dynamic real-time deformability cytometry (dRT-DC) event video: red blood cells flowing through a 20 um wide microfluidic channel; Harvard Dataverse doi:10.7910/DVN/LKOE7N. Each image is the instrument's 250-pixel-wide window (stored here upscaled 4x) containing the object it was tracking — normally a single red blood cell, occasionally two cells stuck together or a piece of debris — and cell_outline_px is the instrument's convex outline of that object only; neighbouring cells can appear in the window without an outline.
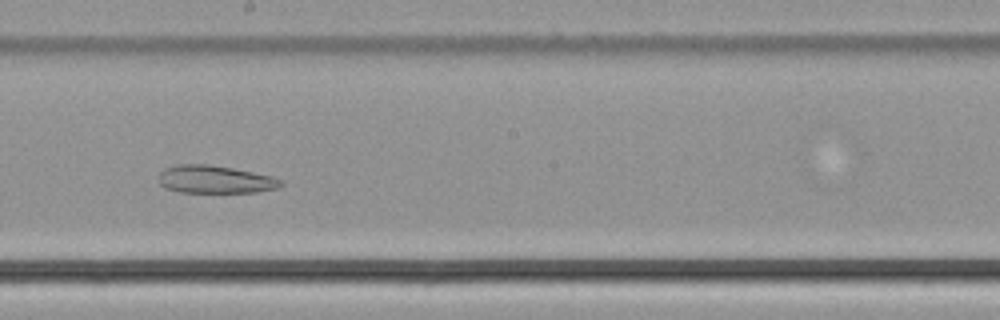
{"species": "common noctule bat (a hibernating species)", "species_latin": "Nyctalus noctula", "temperature_condition": "cold", "stored_images_in_passage": 47, "camera_frame_rate_fps": 3000, "um_per_image_px": 0.085, "animal": {"sex": "male", "body_mass_g": 21.5, "forearm_length_mm": 52.0}, "frame": {"image": 1, "passage_image": 25, "time_ms": 8.0, "image_size_px": [1000, 320], "cell_outline_px": [[284, 184], [280, 188], [256, 192], [180, 192], [164, 188], [160, 184], [160, 172], [164, 168], [176, 164], [208, 164], [232, 168], [272, 176], [284, 180]], "centroid_in_image_um": [18.31, 15.25], "position_along_channel_um": 229.9, "area_um2": 19.94}}
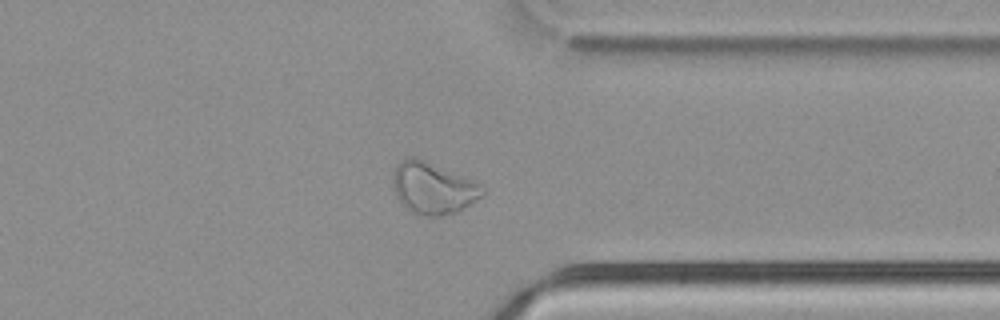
{"frame": {"image": 2, "passage_image": 36, "time_ms": 11.667, "image_size_px": [1000, 320], "cell_outline_px": [[488, 188], [484, 196], [464, 208], [456, 212], [440, 216], [416, 216], [404, 208], [392, 184], [392, 176], [396, 164], [400, 160], [408, 156], [412, 156], [424, 160], [484, 184]], "centroid_in_image_um": [36.84, 16.0], "position_along_channel_um": 374.6, "area_um2": 27.57}}
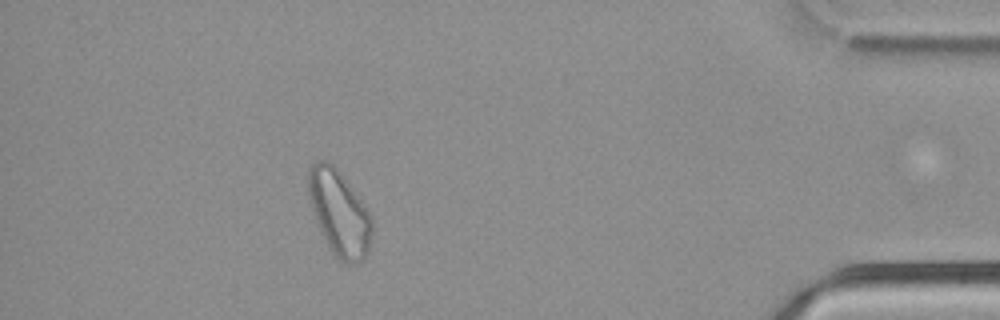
{"frame": {"image": 3, "passage_image": 42, "time_ms": 13.667, "image_size_px": [1000, 320], "cell_outline_px": [[372, 236], [368, 252], [364, 260], [352, 264], [344, 264], [328, 248], [316, 220], [308, 196], [308, 168], [316, 160], [328, 160], [340, 172], [364, 204], [372, 216]], "centroid_in_image_um": [28.84, 18.11], "position_along_channel_um": 406.4, "area_um2": 31.85}}